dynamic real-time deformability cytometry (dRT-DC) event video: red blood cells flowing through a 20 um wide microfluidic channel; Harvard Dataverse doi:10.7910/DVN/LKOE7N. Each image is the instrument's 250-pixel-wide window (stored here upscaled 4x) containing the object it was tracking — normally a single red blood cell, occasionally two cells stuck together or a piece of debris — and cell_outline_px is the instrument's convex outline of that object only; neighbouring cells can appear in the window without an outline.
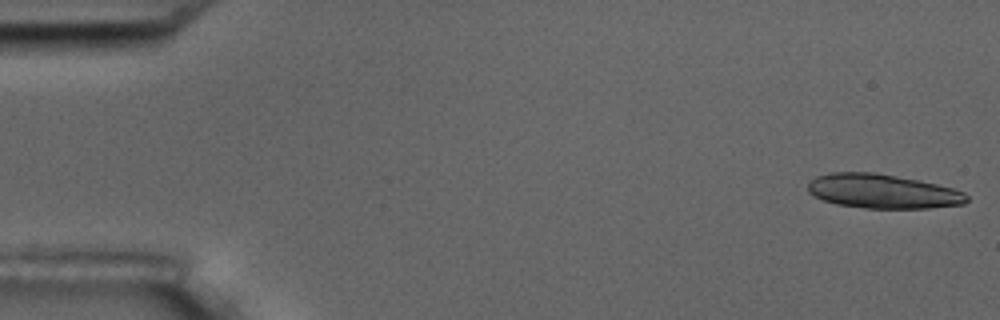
{"species": "common noctule bat (a hibernating species)", "species_latin": "Nyctalus noctula", "temperature_condition": "room temperature", "stored_images_in_passage": 4, "camera_frame_rate_fps": 3000, "um_per_image_px": 0.085, "animal": {"sex": "male", "body_mass_g": 17.5, "forearm_length_mm": 52.3}, "frame": {"image": 1, "passage_image": 1, "time_ms": 0.0, "image_size_px": [1000, 320], "cell_outline_px": [[968, 200], [964, 204], [928, 208], [864, 208], [836, 204], [824, 200], [808, 192], [808, 184], [816, 176], [832, 172], [876, 172], [920, 180], [952, 188], [964, 192], [968, 196]], "centroid_in_image_um": [75.03, 16.25], "position_along_channel_um": 10.0, "area_um2": 31.67}}